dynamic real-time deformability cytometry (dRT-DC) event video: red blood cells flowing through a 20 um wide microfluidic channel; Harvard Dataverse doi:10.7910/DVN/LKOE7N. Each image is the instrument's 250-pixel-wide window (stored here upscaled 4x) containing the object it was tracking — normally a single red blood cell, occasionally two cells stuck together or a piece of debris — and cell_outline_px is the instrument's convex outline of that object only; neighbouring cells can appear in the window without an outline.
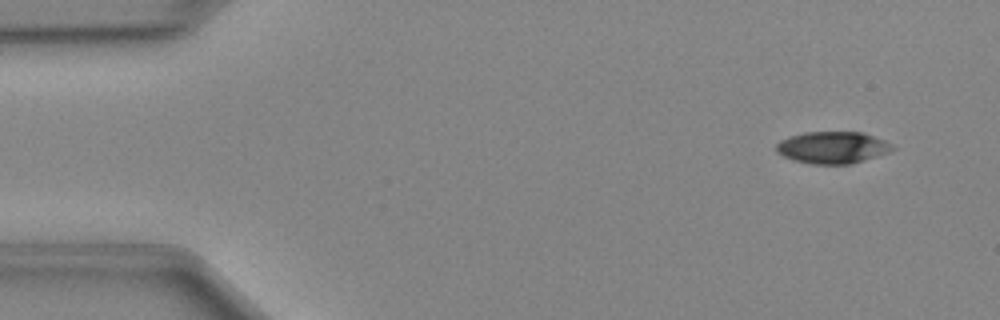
{"species": "Egyptian fruit bat (a non-hibernating species)", "species_latin": "Rousettus aegyptiacus", "temperature_condition": "cold", "stored_images_in_passage": 47, "camera_frame_rate_fps": 3000, "um_per_image_px": 0.085, "animal": {"sex": "female"}, "frame": {"image": 1, "passage_image": 1, "time_ms": 0.0, "image_size_px": [1000, 320], "cell_outline_px": [[896, 148], [888, 152], [852, 164], [812, 164], [792, 160], [776, 152], [776, 144], [780, 140], [788, 136], [804, 132], [860, 132], [884, 140]], "centroid_in_image_um": [70.71, 12.54], "position_along_channel_um": 14.3, "area_um2": 21.56}}
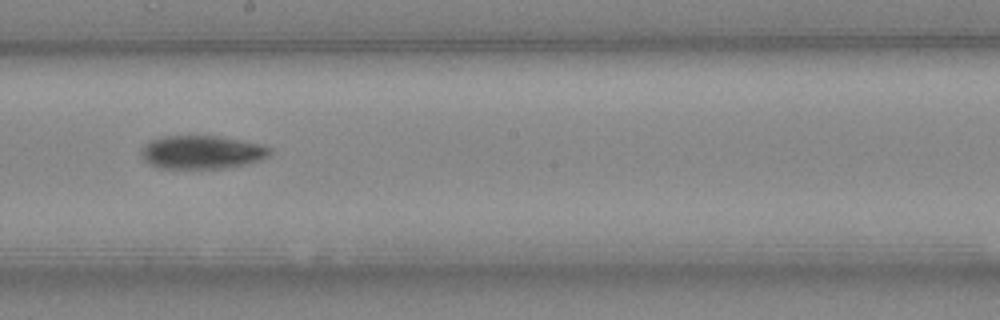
{"frame": {"image": 2, "passage_image": 25, "time_ms": 8.0, "image_size_px": [1000, 320], "cell_outline_px": [[272, 152], [268, 156], [260, 160], [244, 164], [224, 168], [160, 168], [148, 164], [144, 160], [140, 152], [152, 140], [164, 136], [216, 136], [260, 144], [268, 148]], "centroid_in_image_um": [17.14, 12.94], "position_along_channel_um": 231.1, "area_um2": 24.57}}
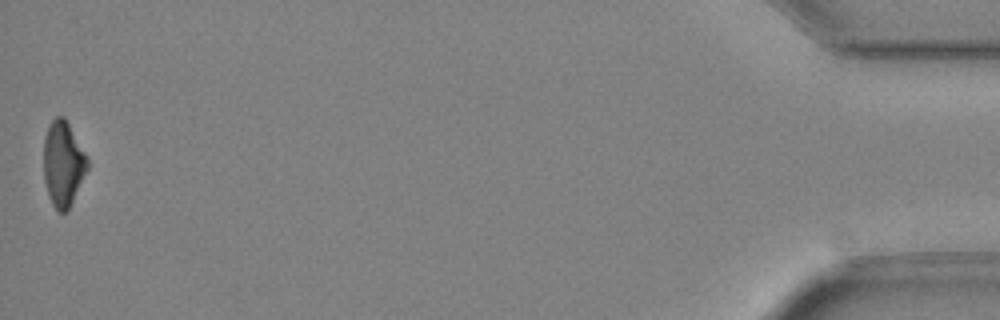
{"frame": {"image": 3, "passage_image": 47, "time_ms": 15.333, "image_size_px": [1000, 320], "cell_outline_px": [[88, 168], [68, 208], [64, 212], [60, 212], [52, 204], [44, 180], [44, 136], [48, 124], [56, 116], [64, 116], [88, 156]], "centroid_in_image_um": [5.36, 13.85], "position_along_channel_um": 429.8, "area_um2": 21.5}, "authors_computed_cell_mechanics": {"area_um2": 23.3512, "velocity_mm_per_s": 4.0356, "shape_relaxation_time_tau1_ms": 3.1991, "shape_relaxation_time_tau2_ms": null, "deformation_change_tau1": 0.0986, "deformation_change_tau2": null}}